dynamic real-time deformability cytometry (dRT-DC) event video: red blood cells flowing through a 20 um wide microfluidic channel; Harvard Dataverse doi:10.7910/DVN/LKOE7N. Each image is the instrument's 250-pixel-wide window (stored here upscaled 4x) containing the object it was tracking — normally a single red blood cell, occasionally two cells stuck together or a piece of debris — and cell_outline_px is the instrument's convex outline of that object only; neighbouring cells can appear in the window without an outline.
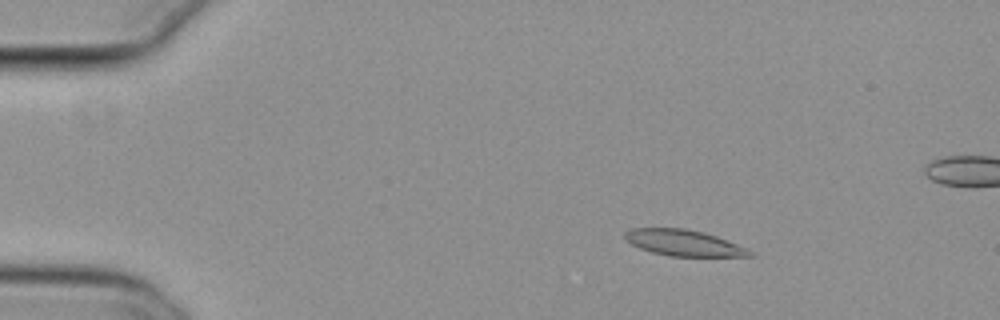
{"species": "common noctule bat (a hibernating species)", "species_latin": "Nyctalus noctula", "temperature_condition": "cold", "stored_images_in_passage": 56, "camera_frame_rate_fps": 3000, "um_per_image_px": 0.085, "animal": {"sex": "female", "body_mass_g": 29.2, "forearm_length_mm": 56.3}, "frame": {"image": 1, "passage_image": 10, "time_ms": 3.0, "image_size_px": [1000, 320], "cell_outline_px": [[756, 256], [668, 256], [652, 252], [640, 248], [632, 244], [624, 236], [624, 232], [632, 228], [684, 228], [704, 232], [716, 236], [756, 252]], "centroid_in_image_um": [58.14, 20.64], "position_along_channel_um": 26.9, "area_um2": 18.9}}
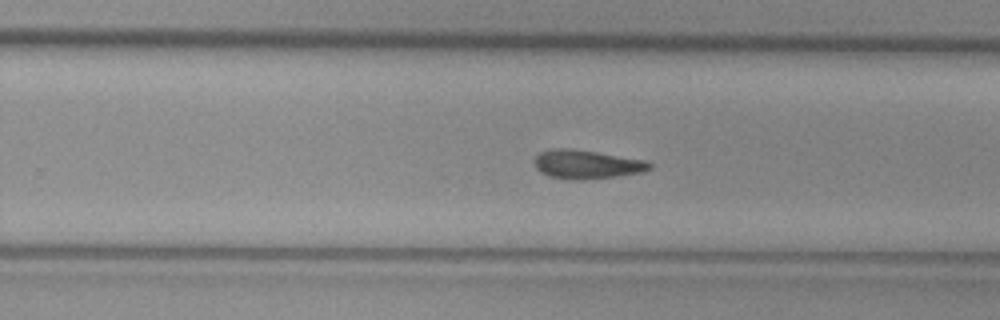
{"frame": {"image": 2, "passage_image": 36, "time_ms": 11.667, "image_size_px": [1000, 320], "cell_outline_px": [[652, 168], [644, 172], [616, 176], [572, 180], [548, 176], [540, 172], [536, 168], [536, 156], [540, 152], [552, 148], [568, 148], [596, 152], [648, 160], [652, 164]], "centroid_in_image_um": [49.9, 13.96], "position_along_channel_um": 279.9, "area_um2": 19.25}}
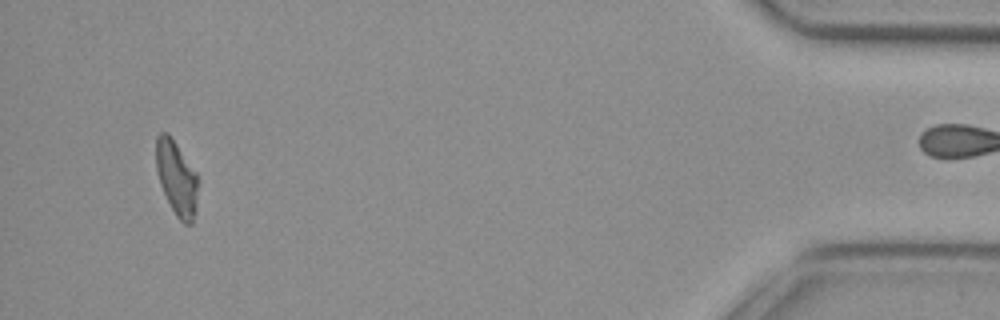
{"frame": {"image": 3, "passage_image": 53, "time_ms": 17.333, "image_size_px": [1000, 320], "cell_outline_px": [[200, 180], [196, 212], [192, 224], [184, 224], [176, 216], [160, 184], [156, 168], [156, 136], [160, 132], [168, 132], [196, 172]], "centroid_in_image_um": [15.05, 15.15], "position_along_channel_um": 420.2, "area_um2": 18.5}}